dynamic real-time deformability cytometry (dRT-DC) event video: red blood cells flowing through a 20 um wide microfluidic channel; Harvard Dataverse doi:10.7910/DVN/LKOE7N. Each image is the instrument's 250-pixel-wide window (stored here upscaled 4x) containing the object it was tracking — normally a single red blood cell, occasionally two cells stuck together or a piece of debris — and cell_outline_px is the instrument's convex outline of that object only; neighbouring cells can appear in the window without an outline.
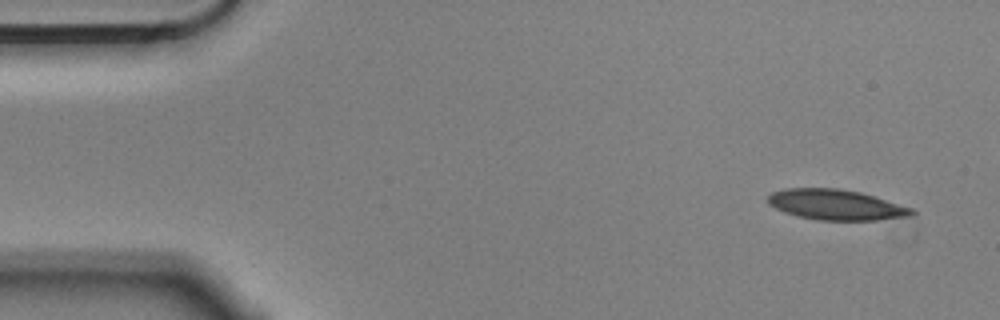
{"species": "Egyptian fruit bat (a non-hibernating species)", "species_latin": "Rousettus aegyptiacus", "temperature_condition": "cold", "stored_images_in_passage": 3, "camera_frame_rate_fps": 3000, "um_per_image_px": 0.085, "animal": {"sex": "male"}, "frame": {"image": 1, "passage_image": 1, "time_ms": 0.0, "image_size_px": [1000, 320], "cell_outline_px": [[916, 212], [904, 216], [876, 220], [820, 220], [800, 216], [784, 212], [768, 204], [768, 196], [772, 192], [788, 188], [836, 188], [860, 192], [912, 208]], "centroid_in_image_um": [71.01, 17.39], "position_along_channel_um": 14.0, "area_um2": 25.03}}